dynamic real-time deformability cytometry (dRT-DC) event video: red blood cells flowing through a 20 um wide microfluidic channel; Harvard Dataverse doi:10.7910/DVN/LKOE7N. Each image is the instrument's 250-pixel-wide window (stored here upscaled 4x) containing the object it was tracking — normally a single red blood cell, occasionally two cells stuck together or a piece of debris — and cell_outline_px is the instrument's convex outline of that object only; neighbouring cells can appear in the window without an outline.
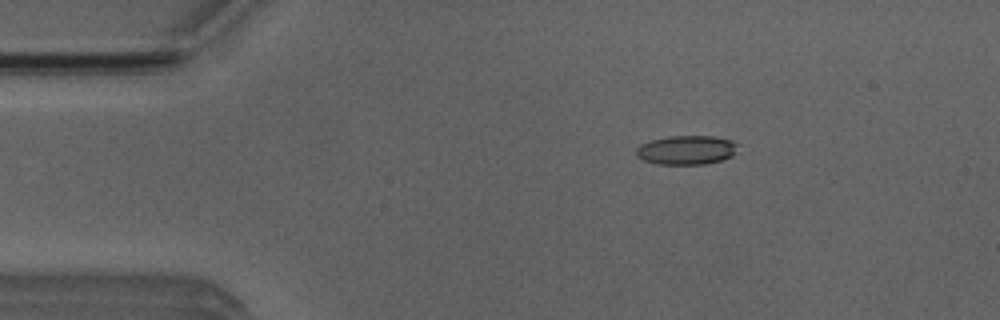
{"species": "Egyptian fruit bat (a non-hibernating species)", "species_latin": "Rousettus aegyptiacus", "temperature_condition": "room temperature", "stored_images_in_passage": 46, "camera_frame_rate_fps": 3000, "um_per_image_px": 0.085, "animal": {"sex": "male"}, "frame": {"image": 1, "passage_image": 2, "time_ms": 0.333, "image_size_px": [1000, 320], "cell_outline_px": [[740, 144], [736, 152], [732, 156], [720, 160], [704, 164], [656, 164], [644, 160], [636, 156], [636, 148], [640, 144], [652, 140], [668, 136], [712, 136], [732, 140]], "centroid_in_image_um": [58.37, 12.74], "position_along_channel_um": 26.6, "area_um2": 17.34}}
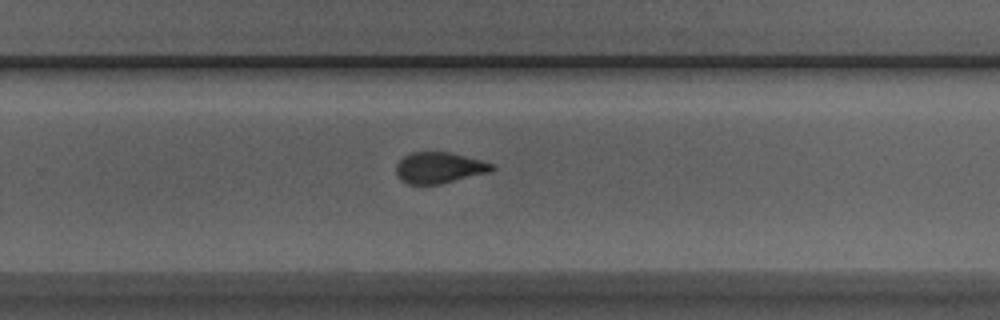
{"frame": {"image": 2, "passage_image": 27, "time_ms": 8.667, "image_size_px": [1000, 320], "cell_outline_px": [[496, 168], [488, 172], [440, 184], [408, 184], [396, 172], [396, 164], [404, 156], [412, 152], [448, 152], [496, 164]], "centroid_in_image_um": [37.35, 14.25], "position_along_channel_um": 292.4, "area_um2": 17.05}}
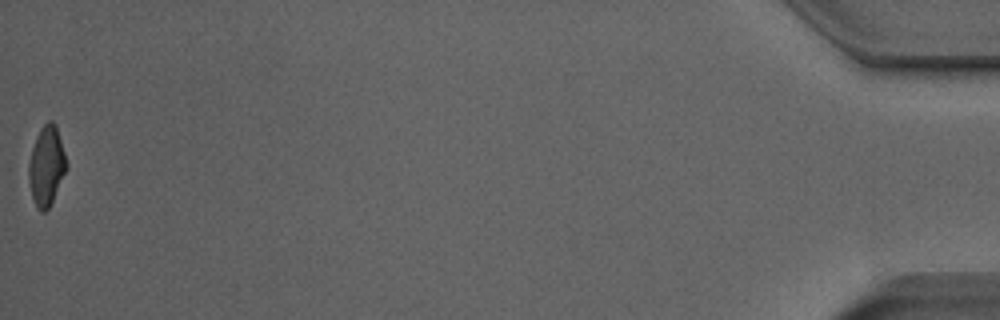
{"frame": {"image": 3, "passage_image": 46, "time_ms": 15.0, "image_size_px": [1000, 320], "cell_outline_px": [[68, 168], [48, 208], [44, 212], [40, 212], [36, 208], [32, 196], [28, 180], [28, 164], [32, 148], [36, 136], [40, 128], [48, 120], [52, 120], [56, 124], [68, 164]], "centroid_in_image_um": [3.95, 14.08], "position_along_channel_um": 431.3, "area_um2": 17.63}, "authors_computed_cell_mechanics": {"area_um2": 17.7157, "velocity_mm_per_s": 3.884, "shape_relaxation_time_tau1_ms": 4.786, "shape_relaxation_time_tau2_ms": 2.3017, "deformation_change_tau1": 0.1813, "deformation_change_tau2": 0.1015}}